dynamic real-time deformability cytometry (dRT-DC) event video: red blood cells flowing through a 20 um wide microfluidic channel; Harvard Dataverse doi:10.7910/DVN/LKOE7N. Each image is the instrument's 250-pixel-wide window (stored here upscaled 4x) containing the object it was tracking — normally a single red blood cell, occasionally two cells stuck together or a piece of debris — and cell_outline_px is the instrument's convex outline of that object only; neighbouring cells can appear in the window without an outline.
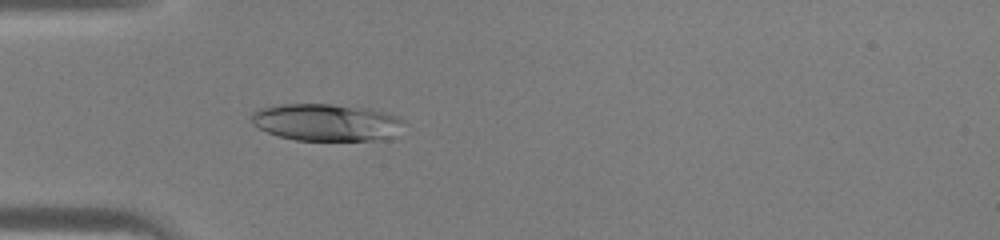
{"species": "human", "species_latin": "Homo sapiens", "temperature_condition": "warm", "stored_images_in_passage": 36, "camera_frame_rate_fps": 3000, "um_per_image_px": 0.085, "donor": {"sex": "male"}, "frame": {"image": 1, "passage_image": 6, "time_ms": 1.667, "image_size_px": [1000, 240], "cell_outline_px": [[404, 120], [392, 140], [296, 140], [280, 136], [268, 132], [252, 124], [252, 112], [256, 108], [280, 104], [332, 104], [372, 108], [400, 116]], "centroid_in_image_um": [27.78, 10.39], "position_along_channel_um": 57.2, "area_um2": 33.41}}
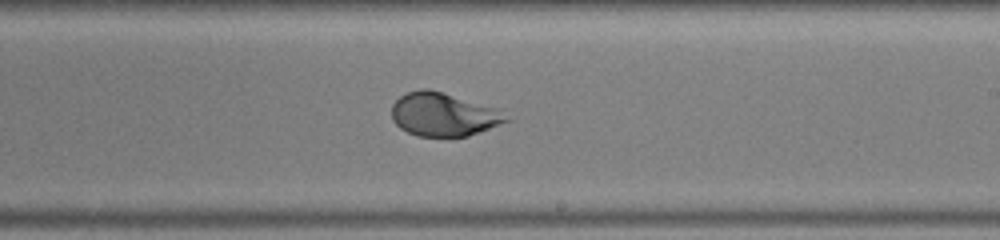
{"frame": {"image": 2, "passage_image": 19, "time_ms": 6.0, "image_size_px": [1000, 240], "cell_outline_px": [[512, 120], [480, 132], [468, 136], [416, 136], [400, 128], [392, 120], [392, 104], [400, 96], [408, 92], [420, 88], [428, 88], [496, 108]], "centroid_in_image_um": [37.68, 9.73], "position_along_channel_um": 251.3, "area_um2": 28.84}}
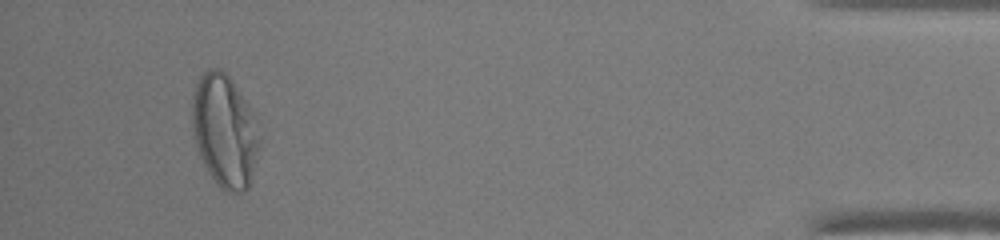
{"frame": {"image": 3, "passage_image": 34, "time_ms": 11.0, "image_size_px": [1000, 240], "cell_outline_px": [[260, 144], [248, 188], [244, 192], [228, 192], [220, 188], [216, 184], [208, 172], [200, 156], [192, 132], [192, 96], [200, 72], [208, 68], [216, 68], [224, 72], [232, 80], [256, 116]], "centroid_in_image_um": [19.08, 11.11], "position_along_channel_um": 416.1, "area_um2": 44.51}}